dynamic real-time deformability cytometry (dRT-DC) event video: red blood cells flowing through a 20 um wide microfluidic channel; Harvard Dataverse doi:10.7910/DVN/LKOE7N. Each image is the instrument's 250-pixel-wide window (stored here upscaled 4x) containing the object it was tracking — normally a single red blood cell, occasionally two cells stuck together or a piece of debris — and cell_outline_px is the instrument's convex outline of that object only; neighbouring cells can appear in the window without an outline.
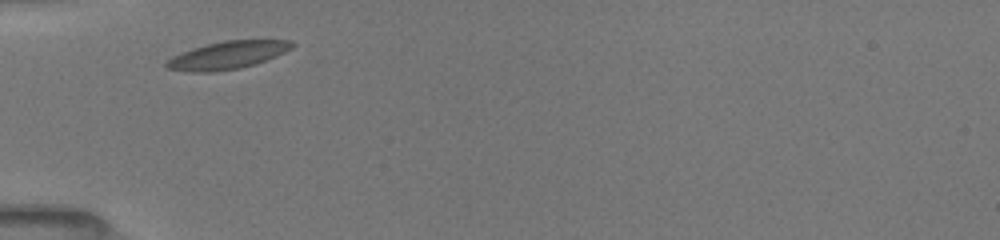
{"species": "common noctule bat (a hibernating species)", "species_latin": "Nyctalus noctula", "temperature_condition": "room temperature", "stored_images_in_passage": 4, "camera_frame_rate_fps": 3000, "um_per_image_px": 0.085, "animal": {"sex": "female", "body_mass_g": 19.5, "forearm_length_mm": 54.1}, "frame": {"image": 1, "passage_image": 1, "time_ms": 0.0, "image_size_px": [1000, 240], "cell_outline_px": [[296, 44], [292, 48], [276, 56], [256, 64], [240, 68], [216, 72], [188, 72], [168, 68], [164, 64], [172, 56], [192, 48], [224, 40], [292, 40]], "centroid_in_image_um": [19.36, 4.69], "position_along_channel_um": 65.6, "area_um2": 20.35}}
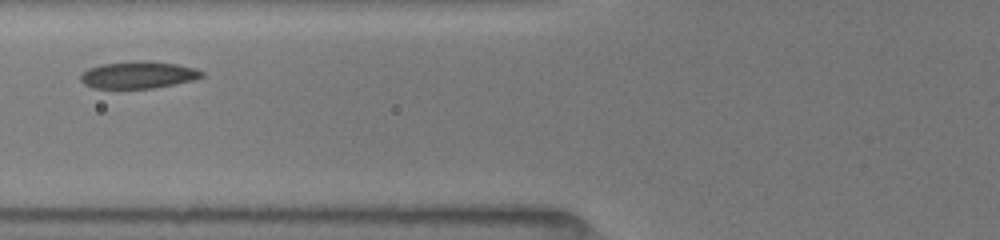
{"frame": {"image": 2, "passage_image": 3, "time_ms": 1.333, "image_size_px": [1000, 240], "cell_outline_px": [[204, 76], [192, 80], [152, 88], [92, 88], [84, 84], [80, 80], [80, 72], [88, 68], [104, 64], [132, 60], [148, 60], [176, 64], [196, 68], [204, 72]], "centroid_in_image_um": [11.72, 6.35], "position_along_channel_um": 114.1, "area_um2": 19.25}}